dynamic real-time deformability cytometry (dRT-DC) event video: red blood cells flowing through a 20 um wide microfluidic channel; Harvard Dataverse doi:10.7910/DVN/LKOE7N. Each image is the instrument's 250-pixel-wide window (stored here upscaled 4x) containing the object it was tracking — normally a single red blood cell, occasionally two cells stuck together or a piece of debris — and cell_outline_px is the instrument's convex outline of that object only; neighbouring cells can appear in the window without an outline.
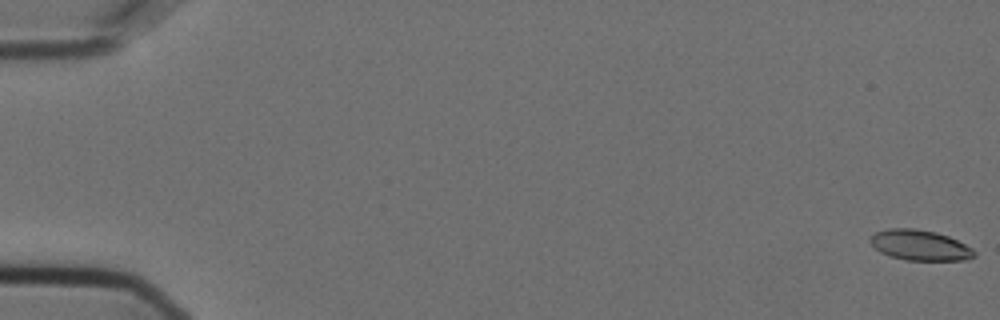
{"species": "Egyptian fruit bat (a non-hibernating species)", "species_latin": "Rousettus aegyptiacus", "temperature_condition": "cold", "stored_images_in_passage": 13, "camera_frame_rate_fps": 3000, "um_per_image_px": 0.085, "animal": {"sex": "female"}, "frame": {"image": 1, "passage_image": 1, "time_ms": 0.0, "image_size_px": [1000, 320], "cell_outline_px": [[976, 256], [964, 260], [908, 260], [892, 256], [880, 252], [868, 240], [876, 232], [888, 228], [916, 228], [936, 232], [948, 236], [972, 248], [976, 252]], "centroid_in_image_um": [78.2, 20.83], "position_along_channel_um": 6.8, "area_um2": 18.32}}